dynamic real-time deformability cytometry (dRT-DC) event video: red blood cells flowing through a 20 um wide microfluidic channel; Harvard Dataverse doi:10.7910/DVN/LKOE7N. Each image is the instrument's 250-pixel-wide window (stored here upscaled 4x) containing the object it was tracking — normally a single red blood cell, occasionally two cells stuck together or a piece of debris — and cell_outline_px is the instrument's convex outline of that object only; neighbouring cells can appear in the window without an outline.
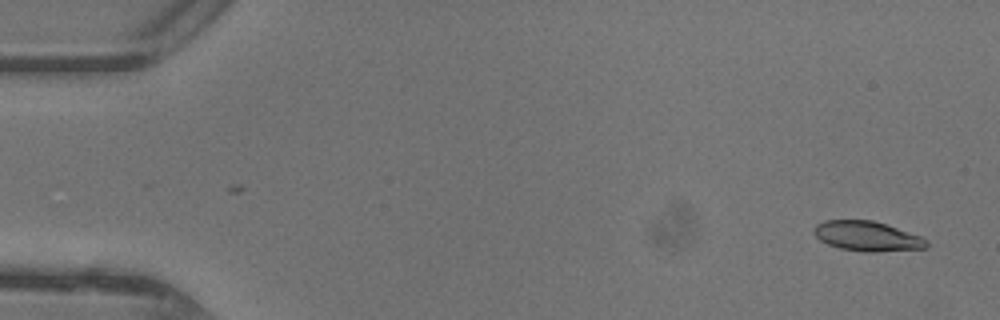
{"species": "common noctule bat (a hibernating species)", "species_latin": "Nyctalus noctula", "temperature_condition": "warm", "stored_images_in_passage": 48, "camera_frame_rate_fps": 3000, "um_per_image_px": 0.085, "animal": {"sex": "female"}, "frame": {"image": 1, "passage_image": 3, "time_ms": 0.667, "image_size_px": [1000, 320], "cell_outline_px": [[928, 244], [924, 248], [876, 252], [864, 252], [840, 248], [828, 244], [820, 240], [812, 232], [812, 228], [816, 224], [824, 220], [872, 220], [920, 236], [928, 240]], "centroid_in_image_um": [73.66, 20.07], "position_along_channel_um": 11.3, "area_um2": 19.48}}
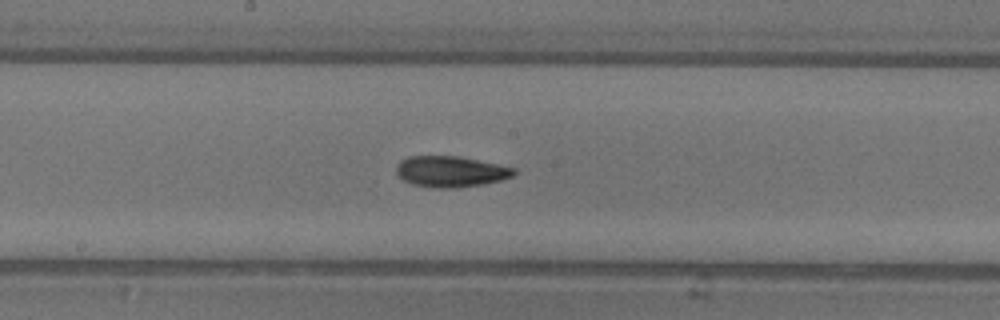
{"frame": {"image": 2, "passage_image": 26, "time_ms": 8.333, "image_size_px": [1000, 320], "cell_outline_px": [[516, 172], [512, 176], [500, 180], [484, 184], [456, 188], [432, 188], [412, 184], [396, 176], [396, 164], [400, 160], [408, 156], [460, 156], [516, 168]], "centroid_in_image_um": [38.27, 14.58], "position_along_channel_um": 209.9, "area_um2": 21.44}}
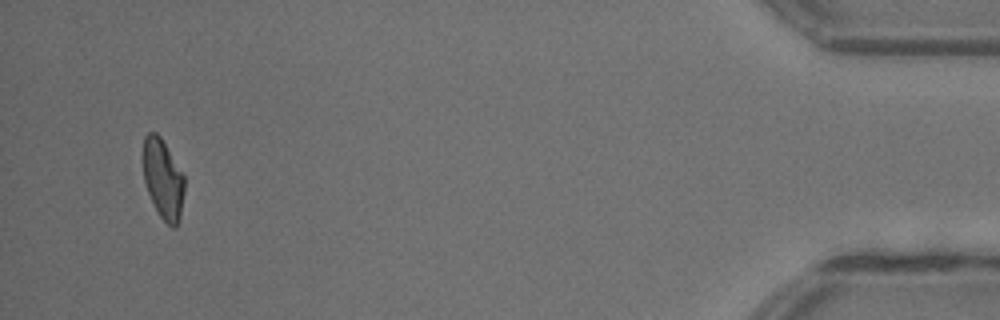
{"frame": {"image": 3, "passage_image": 46, "time_ms": 15.0, "image_size_px": [1000, 320], "cell_outline_px": [[184, 192], [180, 220], [176, 228], [172, 228], [160, 216], [148, 192], [144, 180], [144, 136], [148, 132], [156, 132], [160, 136], [184, 176]], "centroid_in_image_um": [13.88, 15.24], "position_along_channel_um": 421.3, "area_um2": 18.9}, "authors_computed_cell_mechanics": {"area_um2": 20.3745, "velocity_mm_per_s": 4.3982, "shape_relaxation_time_tau1_ms": 4.2645, "shape_relaxation_time_tau2_ms": 3.0214, "deformation_change_tau1": 0.1673, "deformation_change_tau2": 0.1001}}